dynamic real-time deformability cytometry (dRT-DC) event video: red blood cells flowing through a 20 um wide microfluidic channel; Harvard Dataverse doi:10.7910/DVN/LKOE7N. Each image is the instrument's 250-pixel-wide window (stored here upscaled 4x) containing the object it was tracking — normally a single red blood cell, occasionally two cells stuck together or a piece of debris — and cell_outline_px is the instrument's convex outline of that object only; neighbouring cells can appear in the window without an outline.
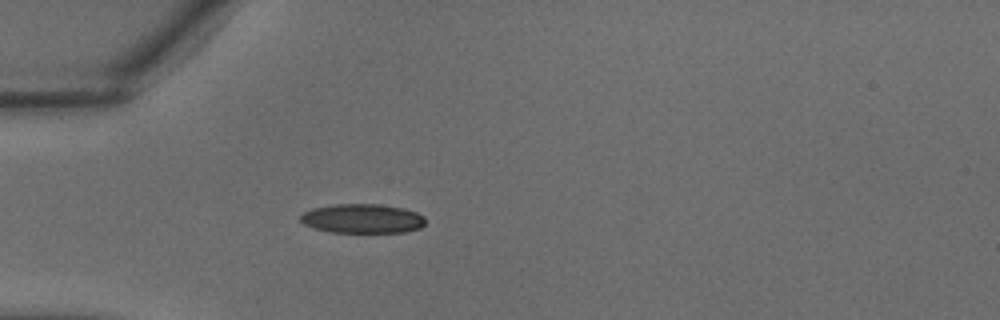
{"species": "common noctule bat (a hibernating species)", "species_latin": "Nyctalus noctula", "temperature_condition": "warm", "stored_images_in_passage": 21, "camera_frame_rate_fps": 3000, "um_per_image_px": 0.085, "animal": {"sex": "male", "body_mass_g": 18.8}, "frame": {"image": 1, "passage_image": 1, "time_ms": 0.0, "image_size_px": [1000, 320], "cell_outline_px": [[424, 224], [420, 228], [404, 232], [328, 232], [312, 228], [304, 224], [300, 220], [300, 216], [304, 212], [312, 208], [336, 204], [376, 204], [404, 208], [416, 212], [424, 216]], "centroid_in_image_um": [30.78, 18.58], "position_along_channel_um": 54.2, "area_um2": 21.33}}
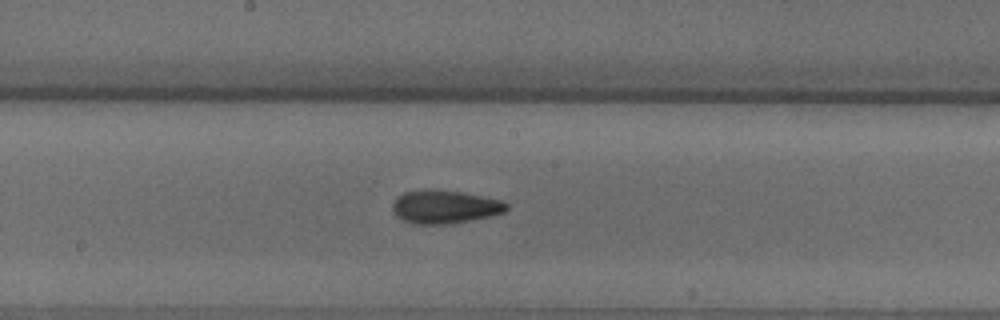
{"frame": {"image": 2, "passage_image": 10, "time_ms": 3.0, "image_size_px": [1000, 320], "cell_outline_px": [[508, 208], [504, 212], [492, 216], [444, 224], [420, 224], [404, 220], [396, 216], [392, 212], [392, 204], [396, 196], [404, 192], [436, 188], [460, 192], [500, 200], [508, 204]], "centroid_in_image_um": [37.76, 17.56], "position_along_channel_um": 210.4, "area_um2": 22.02}}
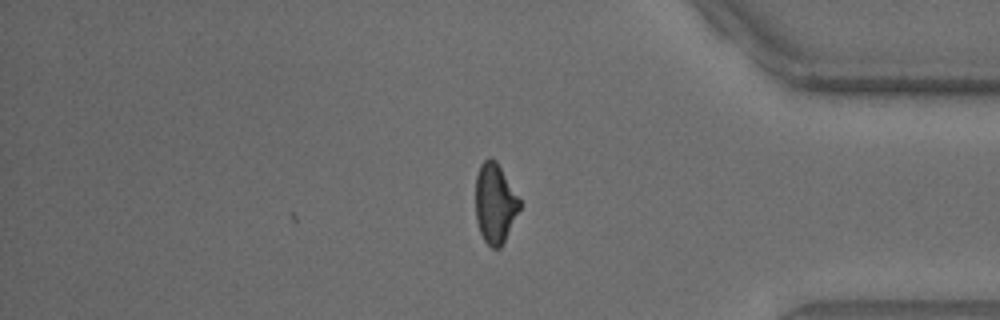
{"frame": {"image": 3, "passage_image": 21, "time_ms": 6.667, "image_size_px": [1000, 320], "cell_outline_px": [[520, 208], [500, 248], [492, 248], [484, 240], [480, 232], [476, 220], [476, 176], [480, 164], [484, 160], [496, 160], [520, 200]], "centroid_in_image_um": [42.05, 17.29], "position_along_channel_um": 393.1, "area_um2": 20.06}}